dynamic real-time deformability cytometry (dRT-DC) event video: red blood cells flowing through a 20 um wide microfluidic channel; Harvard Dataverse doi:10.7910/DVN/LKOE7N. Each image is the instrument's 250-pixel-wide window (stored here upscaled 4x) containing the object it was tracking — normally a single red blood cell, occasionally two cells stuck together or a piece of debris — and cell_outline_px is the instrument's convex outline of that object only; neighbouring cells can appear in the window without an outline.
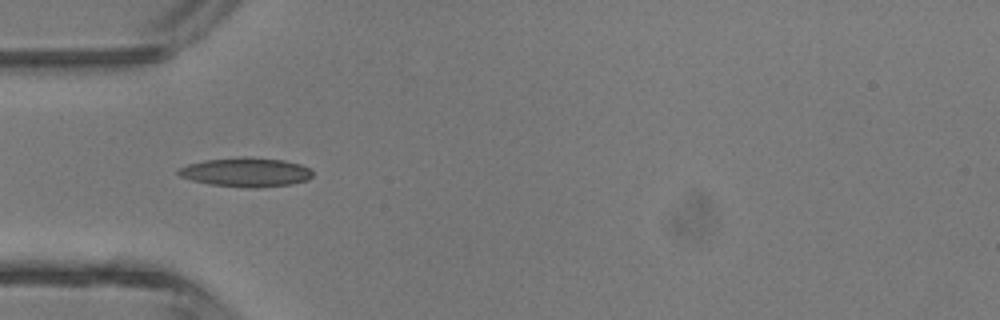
{"species": "common noctule bat (a hibernating species)", "species_latin": "Nyctalus noctula", "temperature_condition": "room temperature", "stored_images_in_passage": 4, "camera_frame_rate_fps": 3000, "um_per_image_px": 0.085, "animal": {"sex": "male", "body_mass_g": 13.3}, "frame": {"image": 1, "passage_image": 4, "time_ms": 3.667, "image_size_px": [1000, 320], "cell_outline_px": [[312, 176], [308, 180], [292, 184], [256, 188], [248, 188], [208, 184], [192, 180], [180, 176], [176, 172], [176, 168], [188, 164], [204, 160], [240, 156], [248, 156], [284, 160], [300, 164], [308, 168], [312, 172]], "centroid_in_image_um": [20.88, 14.63], "position_along_channel_um": 64.1, "area_um2": 23.12}}